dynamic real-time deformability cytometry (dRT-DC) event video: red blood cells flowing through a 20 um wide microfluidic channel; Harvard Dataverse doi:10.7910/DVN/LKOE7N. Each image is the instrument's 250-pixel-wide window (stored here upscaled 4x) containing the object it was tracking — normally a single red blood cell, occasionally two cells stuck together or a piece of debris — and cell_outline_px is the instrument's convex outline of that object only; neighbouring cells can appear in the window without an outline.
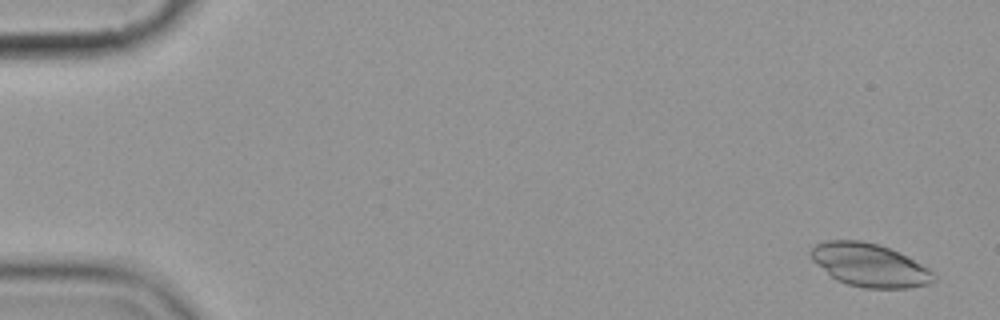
{"species": "common noctule bat (a hibernating species)", "species_latin": "Nyctalus noctula", "temperature_condition": "cold", "stored_images_in_passage": 13, "camera_frame_rate_fps": 3000, "um_per_image_px": 0.085, "animal": {"sex": "female", "body_mass_g": 19.9}, "frame": {"image": 1, "passage_image": 1, "time_ms": 0.0, "image_size_px": [1000, 320], "cell_outline_px": [[936, 280], [928, 284], [908, 288], [864, 288], [848, 284], [836, 280], [812, 260], [808, 252], [816, 244], [828, 240], [860, 240], [880, 244], [908, 256], [928, 268], [932, 272]], "centroid_in_image_um": [73.9, 22.52], "position_along_channel_um": 11.1, "area_um2": 30.92}}